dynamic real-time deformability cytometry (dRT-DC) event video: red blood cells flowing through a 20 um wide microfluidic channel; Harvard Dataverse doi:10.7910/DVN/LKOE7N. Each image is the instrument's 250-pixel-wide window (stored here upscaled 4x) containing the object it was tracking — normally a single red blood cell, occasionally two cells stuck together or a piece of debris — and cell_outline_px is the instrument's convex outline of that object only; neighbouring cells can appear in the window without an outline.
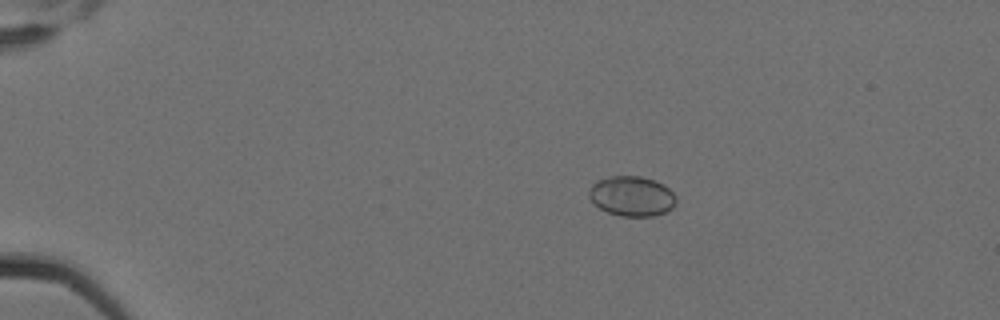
{"species": "Egyptian fruit bat (a non-hibernating species)", "species_latin": "Rousettus aegyptiacus", "temperature_condition": "cold", "stored_images_in_passage": 4, "camera_frame_rate_fps": 3000, "um_per_image_px": 0.085, "animal": {"sex": "female"}, "frame": {"image": 1, "passage_image": 2, "time_ms": 0.333, "image_size_px": [1000, 320], "cell_outline_px": [[676, 204], [672, 208], [664, 212], [652, 216], [620, 216], [608, 212], [600, 208], [588, 196], [588, 192], [592, 184], [596, 180], [612, 176], [640, 176], [664, 184], [676, 196]], "centroid_in_image_um": [53.7, 16.67], "position_along_channel_um": 31.3, "area_um2": 20.23}}